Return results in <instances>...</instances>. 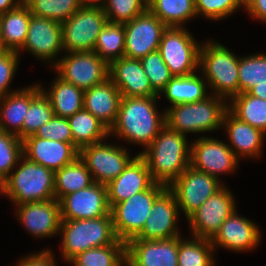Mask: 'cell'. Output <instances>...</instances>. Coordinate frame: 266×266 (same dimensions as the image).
<instances>
[{"label":"cell","instance_id":"50","mask_svg":"<svg viewBox=\"0 0 266 266\" xmlns=\"http://www.w3.org/2000/svg\"><path fill=\"white\" fill-rule=\"evenodd\" d=\"M248 93L254 97L266 100V84H258L254 86Z\"/></svg>","mask_w":266,"mask_h":266},{"label":"cell","instance_id":"16","mask_svg":"<svg viewBox=\"0 0 266 266\" xmlns=\"http://www.w3.org/2000/svg\"><path fill=\"white\" fill-rule=\"evenodd\" d=\"M59 203L61 220L93 219L110 213L107 186L97 182L65 195Z\"/></svg>","mask_w":266,"mask_h":266},{"label":"cell","instance_id":"35","mask_svg":"<svg viewBox=\"0 0 266 266\" xmlns=\"http://www.w3.org/2000/svg\"><path fill=\"white\" fill-rule=\"evenodd\" d=\"M69 263L73 266H126V242L118 239L111 245L90 248Z\"/></svg>","mask_w":266,"mask_h":266},{"label":"cell","instance_id":"53","mask_svg":"<svg viewBox=\"0 0 266 266\" xmlns=\"http://www.w3.org/2000/svg\"><path fill=\"white\" fill-rule=\"evenodd\" d=\"M6 52H8L5 44L3 43V39H2V36H1V32H0V56L5 54Z\"/></svg>","mask_w":266,"mask_h":266},{"label":"cell","instance_id":"18","mask_svg":"<svg viewBox=\"0 0 266 266\" xmlns=\"http://www.w3.org/2000/svg\"><path fill=\"white\" fill-rule=\"evenodd\" d=\"M23 49L33 53L41 61H52L54 64L50 66L53 67L59 61L55 57L61 51L64 52L61 23L31 15L27 37L21 50Z\"/></svg>","mask_w":266,"mask_h":266},{"label":"cell","instance_id":"13","mask_svg":"<svg viewBox=\"0 0 266 266\" xmlns=\"http://www.w3.org/2000/svg\"><path fill=\"white\" fill-rule=\"evenodd\" d=\"M235 201V197L226 185L210 196L187 218L191 237L211 240L222 223L236 210Z\"/></svg>","mask_w":266,"mask_h":266},{"label":"cell","instance_id":"49","mask_svg":"<svg viewBox=\"0 0 266 266\" xmlns=\"http://www.w3.org/2000/svg\"><path fill=\"white\" fill-rule=\"evenodd\" d=\"M23 0H0V15L16 8Z\"/></svg>","mask_w":266,"mask_h":266},{"label":"cell","instance_id":"3","mask_svg":"<svg viewBox=\"0 0 266 266\" xmlns=\"http://www.w3.org/2000/svg\"><path fill=\"white\" fill-rule=\"evenodd\" d=\"M228 102L222 97L209 94L193 103H182L165 109V125L180 134L204 133L222 128Z\"/></svg>","mask_w":266,"mask_h":266},{"label":"cell","instance_id":"25","mask_svg":"<svg viewBox=\"0 0 266 266\" xmlns=\"http://www.w3.org/2000/svg\"><path fill=\"white\" fill-rule=\"evenodd\" d=\"M223 128L226 130L227 138L231 143L228 146L239 160L241 157L253 159L261 156L264 138L266 137V134L261 130L239 120L229 110L224 114Z\"/></svg>","mask_w":266,"mask_h":266},{"label":"cell","instance_id":"45","mask_svg":"<svg viewBox=\"0 0 266 266\" xmlns=\"http://www.w3.org/2000/svg\"><path fill=\"white\" fill-rule=\"evenodd\" d=\"M33 136L73 144L71 128L66 117L54 115L53 118L42 125Z\"/></svg>","mask_w":266,"mask_h":266},{"label":"cell","instance_id":"6","mask_svg":"<svg viewBox=\"0 0 266 266\" xmlns=\"http://www.w3.org/2000/svg\"><path fill=\"white\" fill-rule=\"evenodd\" d=\"M19 162L16 171L6 177L5 195L11 203L15 206L55 199V172L24 156Z\"/></svg>","mask_w":266,"mask_h":266},{"label":"cell","instance_id":"52","mask_svg":"<svg viewBox=\"0 0 266 266\" xmlns=\"http://www.w3.org/2000/svg\"><path fill=\"white\" fill-rule=\"evenodd\" d=\"M6 190V177L0 173V193L5 196Z\"/></svg>","mask_w":266,"mask_h":266},{"label":"cell","instance_id":"11","mask_svg":"<svg viewBox=\"0 0 266 266\" xmlns=\"http://www.w3.org/2000/svg\"><path fill=\"white\" fill-rule=\"evenodd\" d=\"M124 147L111 142L107 144L103 140L81 148L79 157L90 171L94 182L107 185L117 178L134 158Z\"/></svg>","mask_w":266,"mask_h":266},{"label":"cell","instance_id":"9","mask_svg":"<svg viewBox=\"0 0 266 266\" xmlns=\"http://www.w3.org/2000/svg\"><path fill=\"white\" fill-rule=\"evenodd\" d=\"M107 23L103 8L81 7L61 23L64 52L94 51L98 35Z\"/></svg>","mask_w":266,"mask_h":266},{"label":"cell","instance_id":"8","mask_svg":"<svg viewBox=\"0 0 266 266\" xmlns=\"http://www.w3.org/2000/svg\"><path fill=\"white\" fill-rule=\"evenodd\" d=\"M200 43L184 27H167L162 35L158 52L175 76H188L199 69Z\"/></svg>","mask_w":266,"mask_h":266},{"label":"cell","instance_id":"29","mask_svg":"<svg viewBox=\"0 0 266 266\" xmlns=\"http://www.w3.org/2000/svg\"><path fill=\"white\" fill-rule=\"evenodd\" d=\"M208 84L203 76L191 74L188 76H175L160 92L159 97L164 94L171 105L182 103H193L201 101L209 96Z\"/></svg>","mask_w":266,"mask_h":266},{"label":"cell","instance_id":"15","mask_svg":"<svg viewBox=\"0 0 266 266\" xmlns=\"http://www.w3.org/2000/svg\"><path fill=\"white\" fill-rule=\"evenodd\" d=\"M191 143L190 166L220 180L219 173H232L239 159L228 143L205 136Z\"/></svg>","mask_w":266,"mask_h":266},{"label":"cell","instance_id":"7","mask_svg":"<svg viewBox=\"0 0 266 266\" xmlns=\"http://www.w3.org/2000/svg\"><path fill=\"white\" fill-rule=\"evenodd\" d=\"M167 188L154 183L149 189L134 194L110 209L114 230L119 240L127 242L141 232L154 201Z\"/></svg>","mask_w":266,"mask_h":266},{"label":"cell","instance_id":"10","mask_svg":"<svg viewBox=\"0 0 266 266\" xmlns=\"http://www.w3.org/2000/svg\"><path fill=\"white\" fill-rule=\"evenodd\" d=\"M63 81L85 91L109 78V65L94 51L66 53L51 67Z\"/></svg>","mask_w":266,"mask_h":266},{"label":"cell","instance_id":"38","mask_svg":"<svg viewBox=\"0 0 266 266\" xmlns=\"http://www.w3.org/2000/svg\"><path fill=\"white\" fill-rule=\"evenodd\" d=\"M238 76L240 93H248L256 85L266 84V54L239 57Z\"/></svg>","mask_w":266,"mask_h":266},{"label":"cell","instance_id":"37","mask_svg":"<svg viewBox=\"0 0 266 266\" xmlns=\"http://www.w3.org/2000/svg\"><path fill=\"white\" fill-rule=\"evenodd\" d=\"M125 29L124 24L108 22L98 35L94 52L108 65L124 57Z\"/></svg>","mask_w":266,"mask_h":266},{"label":"cell","instance_id":"40","mask_svg":"<svg viewBox=\"0 0 266 266\" xmlns=\"http://www.w3.org/2000/svg\"><path fill=\"white\" fill-rule=\"evenodd\" d=\"M54 115L49 98L41 91L29 104V109L24 117L22 126V140L30 135H34Z\"/></svg>","mask_w":266,"mask_h":266},{"label":"cell","instance_id":"22","mask_svg":"<svg viewBox=\"0 0 266 266\" xmlns=\"http://www.w3.org/2000/svg\"><path fill=\"white\" fill-rule=\"evenodd\" d=\"M251 220L239 215L235 210L220 226L219 231L211 239V244L216 248L229 249L230 251H250L261 243V232Z\"/></svg>","mask_w":266,"mask_h":266},{"label":"cell","instance_id":"39","mask_svg":"<svg viewBox=\"0 0 266 266\" xmlns=\"http://www.w3.org/2000/svg\"><path fill=\"white\" fill-rule=\"evenodd\" d=\"M30 13L62 23L81 8L78 0H23Z\"/></svg>","mask_w":266,"mask_h":266},{"label":"cell","instance_id":"17","mask_svg":"<svg viewBox=\"0 0 266 266\" xmlns=\"http://www.w3.org/2000/svg\"><path fill=\"white\" fill-rule=\"evenodd\" d=\"M179 206L167 188L155 201L141 232L132 239L163 240L181 236L177 227Z\"/></svg>","mask_w":266,"mask_h":266},{"label":"cell","instance_id":"36","mask_svg":"<svg viewBox=\"0 0 266 266\" xmlns=\"http://www.w3.org/2000/svg\"><path fill=\"white\" fill-rule=\"evenodd\" d=\"M213 253L211 240L199 237L186 240L179 236L178 266H215Z\"/></svg>","mask_w":266,"mask_h":266},{"label":"cell","instance_id":"14","mask_svg":"<svg viewBox=\"0 0 266 266\" xmlns=\"http://www.w3.org/2000/svg\"><path fill=\"white\" fill-rule=\"evenodd\" d=\"M124 57L141 59L158 51L160 41L167 26L149 9L124 24Z\"/></svg>","mask_w":266,"mask_h":266},{"label":"cell","instance_id":"28","mask_svg":"<svg viewBox=\"0 0 266 266\" xmlns=\"http://www.w3.org/2000/svg\"><path fill=\"white\" fill-rule=\"evenodd\" d=\"M31 15L29 7L24 2L0 15V32L8 51L21 53Z\"/></svg>","mask_w":266,"mask_h":266},{"label":"cell","instance_id":"34","mask_svg":"<svg viewBox=\"0 0 266 266\" xmlns=\"http://www.w3.org/2000/svg\"><path fill=\"white\" fill-rule=\"evenodd\" d=\"M228 102V110L235 117L266 134V100L240 93Z\"/></svg>","mask_w":266,"mask_h":266},{"label":"cell","instance_id":"43","mask_svg":"<svg viewBox=\"0 0 266 266\" xmlns=\"http://www.w3.org/2000/svg\"><path fill=\"white\" fill-rule=\"evenodd\" d=\"M139 60L148 76L152 89L159 95L174 76L170 73L158 51L149 53Z\"/></svg>","mask_w":266,"mask_h":266},{"label":"cell","instance_id":"54","mask_svg":"<svg viewBox=\"0 0 266 266\" xmlns=\"http://www.w3.org/2000/svg\"><path fill=\"white\" fill-rule=\"evenodd\" d=\"M247 1H248V0H241V2H242L243 4H245Z\"/></svg>","mask_w":266,"mask_h":266},{"label":"cell","instance_id":"31","mask_svg":"<svg viewBox=\"0 0 266 266\" xmlns=\"http://www.w3.org/2000/svg\"><path fill=\"white\" fill-rule=\"evenodd\" d=\"M73 137V145L81 148L109 137V129L84 108L67 118Z\"/></svg>","mask_w":266,"mask_h":266},{"label":"cell","instance_id":"32","mask_svg":"<svg viewBox=\"0 0 266 266\" xmlns=\"http://www.w3.org/2000/svg\"><path fill=\"white\" fill-rule=\"evenodd\" d=\"M93 183L90 171L78 157L74 162L55 171V199L60 201L65 195L87 188Z\"/></svg>","mask_w":266,"mask_h":266},{"label":"cell","instance_id":"51","mask_svg":"<svg viewBox=\"0 0 266 266\" xmlns=\"http://www.w3.org/2000/svg\"><path fill=\"white\" fill-rule=\"evenodd\" d=\"M107 0H78L81 7H99L103 8Z\"/></svg>","mask_w":266,"mask_h":266},{"label":"cell","instance_id":"5","mask_svg":"<svg viewBox=\"0 0 266 266\" xmlns=\"http://www.w3.org/2000/svg\"><path fill=\"white\" fill-rule=\"evenodd\" d=\"M62 233V234H61ZM61 253L68 263L78 254L95 248L114 244L115 233L111 212L103 217L80 220H61Z\"/></svg>","mask_w":266,"mask_h":266},{"label":"cell","instance_id":"27","mask_svg":"<svg viewBox=\"0 0 266 266\" xmlns=\"http://www.w3.org/2000/svg\"><path fill=\"white\" fill-rule=\"evenodd\" d=\"M121 99L120 91L108 78L84 91L83 108L110 130L117 120Z\"/></svg>","mask_w":266,"mask_h":266},{"label":"cell","instance_id":"1","mask_svg":"<svg viewBox=\"0 0 266 266\" xmlns=\"http://www.w3.org/2000/svg\"><path fill=\"white\" fill-rule=\"evenodd\" d=\"M159 96L122 97L115 124L109 136L123 139L146 149L165 126V111L156 109Z\"/></svg>","mask_w":266,"mask_h":266},{"label":"cell","instance_id":"2","mask_svg":"<svg viewBox=\"0 0 266 266\" xmlns=\"http://www.w3.org/2000/svg\"><path fill=\"white\" fill-rule=\"evenodd\" d=\"M184 134L166 125L140 154L155 183L169 187L189 166L191 143Z\"/></svg>","mask_w":266,"mask_h":266},{"label":"cell","instance_id":"20","mask_svg":"<svg viewBox=\"0 0 266 266\" xmlns=\"http://www.w3.org/2000/svg\"><path fill=\"white\" fill-rule=\"evenodd\" d=\"M16 206L17 219L33 237L51 238L60 234L61 211L57 199Z\"/></svg>","mask_w":266,"mask_h":266},{"label":"cell","instance_id":"21","mask_svg":"<svg viewBox=\"0 0 266 266\" xmlns=\"http://www.w3.org/2000/svg\"><path fill=\"white\" fill-rule=\"evenodd\" d=\"M22 142L24 157L54 172L74 162L79 157V150L71 143L33 135L26 137Z\"/></svg>","mask_w":266,"mask_h":266},{"label":"cell","instance_id":"26","mask_svg":"<svg viewBox=\"0 0 266 266\" xmlns=\"http://www.w3.org/2000/svg\"><path fill=\"white\" fill-rule=\"evenodd\" d=\"M41 91V84H34L0 98V130L22 140V126L29 104Z\"/></svg>","mask_w":266,"mask_h":266},{"label":"cell","instance_id":"12","mask_svg":"<svg viewBox=\"0 0 266 266\" xmlns=\"http://www.w3.org/2000/svg\"><path fill=\"white\" fill-rule=\"evenodd\" d=\"M225 184L213 176L189 166L168 189L175 195L186 219Z\"/></svg>","mask_w":266,"mask_h":266},{"label":"cell","instance_id":"33","mask_svg":"<svg viewBox=\"0 0 266 266\" xmlns=\"http://www.w3.org/2000/svg\"><path fill=\"white\" fill-rule=\"evenodd\" d=\"M148 9L167 27H184L197 18L195 0H148Z\"/></svg>","mask_w":266,"mask_h":266},{"label":"cell","instance_id":"44","mask_svg":"<svg viewBox=\"0 0 266 266\" xmlns=\"http://www.w3.org/2000/svg\"><path fill=\"white\" fill-rule=\"evenodd\" d=\"M240 6L244 8L241 0H195L197 17L215 21L231 16Z\"/></svg>","mask_w":266,"mask_h":266},{"label":"cell","instance_id":"23","mask_svg":"<svg viewBox=\"0 0 266 266\" xmlns=\"http://www.w3.org/2000/svg\"><path fill=\"white\" fill-rule=\"evenodd\" d=\"M154 183L145 159L140 154L135 155L119 176L106 185L110 209L134 194L149 189Z\"/></svg>","mask_w":266,"mask_h":266},{"label":"cell","instance_id":"30","mask_svg":"<svg viewBox=\"0 0 266 266\" xmlns=\"http://www.w3.org/2000/svg\"><path fill=\"white\" fill-rule=\"evenodd\" d=\"M49 98L55 116L70 117L83 109L84 91L56 76L51 88H42Z\"/></svg>","mask_w":266,"mask_h":266},{"label":"cell","instance_id":"24","mask_svg":"<svg viewBox=\"0 0 266 266\" xmlns=\"http://www.w3.org/2000/svg\"><path fill=\"white\" fill-rule=\"evenodd\" d=\"M108 75L122 97L159 96L152 89L139 59L121 57L112 61Z\"/></svg>","mask_w":266,"mask_h":266},{"label":"cell","instance_id":"42","mask_svg":"<svg viewBox=\"0 0 266 266\" xmlns=\"http://www.w3.org/2000/svg\"><path fill=\"white\" fill-rule=\"evenodd\" d=\"M23 156L22 140L14 134L0 130V173L7 177Z\"/></svg>","mask_w":266,"mask_h":266},{"label":"cell","instance_id":"19","mask_svg":"<svg viewBox=\"0 0 266 266\" xmlns=\"http://www.w3.org/2000/svg\"><path fill=\"white\" fill-rule=\"evenodd\" d=\"M179 236L173 239H130L126 242V266H178Z\"/></svg>","mask_w":266,"mask_h":266},{"label":"cell","instance_id":"41","mask_svg":"<svg viewBox=\"0 0 266 266\" xmlns=\"http://www.w3.org/2000/svg\"><path fill=\"white\" fill-rule=\"evenodd\" d=\"M148 9V0H107L103 11L110 23L125 24Z\"/></svg>","mask_w":266,"mask_h":266},{"label":"cell","instance_id":"48","mask_svg":"<svg viewBox=\"0 0 266 266\" xmlns=\"http://www.w3.org/2000/svg\"><path fill=\"white\" fill-rule=\"evenodd\" d=\"M247 14L266 23V0H248L244 4Z\"/></svg>","mask_w":266,"mask_h":266},{"label":"cell","instance_id":"46","mask_svg":"<svg viewBox=\"0 0 266 266\" xmlns=\"http://www.w3.org/2000/svg\"><path fill=\"white\" fill-rule=\"evenodd\" d=\"M19 60L20 54L14 51H8L0 56V98L16 91H11L10 82L14 78Z\"/></svg>","mask_w":266,"mask_h":266},{"label":"cell","instance_id":"47","mask_svg":"<svg viewBox=\"0 0 266 266\" xmlns=\"http://www.w3.org/2000/svg\"><path fill=\"white\" fill-rule=\"evenodd\" d=\"M17 266H56L55 256L51 249H44L38 253L26 255L20 259Z\"/></svg>","mask_w":266,"mask_h":266},{"label":"cell","instance_id":"4","mask_svg":"<svg viewBox=\"0 0 266 266\" xmlns=\"http://www.w3.org/2000/svg\"><path fill=\"white\" fill-rule=\"evenodd\" d=\"M238 66L239 57L221 43L207 40L201 44L199 69L212 90L210 94L225 100L240 94Z\"/></svg>","mask_w":266,"mask_h":266}]
</instances>
